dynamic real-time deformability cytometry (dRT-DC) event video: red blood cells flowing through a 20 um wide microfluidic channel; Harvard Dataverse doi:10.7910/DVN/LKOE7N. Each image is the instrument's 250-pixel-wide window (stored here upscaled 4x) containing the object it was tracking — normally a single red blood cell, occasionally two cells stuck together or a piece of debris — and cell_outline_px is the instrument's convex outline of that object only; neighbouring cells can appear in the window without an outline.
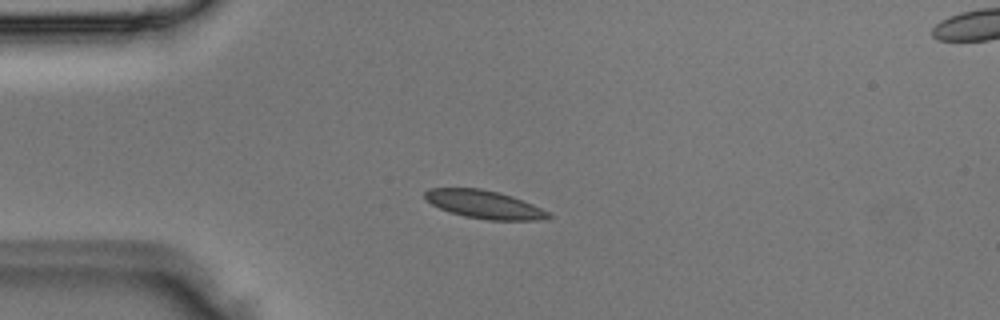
{"species": "Egyptian fruit bat (a non-hibernating species)", "species_latin": "Rousettus aegyptiacus", "temperature_condition": "room temperature", "stored_images_in_passage": 4, "camera_frame_rate_fps": 3000, "um_per_image_px": 0.085, "animal": {"sex": "male"}, "frame": {"image": 1, "passage_image": 3, "time_ms": 0.667, "image_size_px": [1000, 320], "cell_outline_px": [[552, 216], [540, 220], [488, 220], [464, 216], [440, 208], [432, 204], [424, 196], [424, 192], [428, 188], [480, 188], [500, 192], [512, 196], [532, 204], [548, 212]], "centroid_in_image_um": [41.15, 17.37], "position_along_channel_um": 43.8, "area_um2": 20.06}}